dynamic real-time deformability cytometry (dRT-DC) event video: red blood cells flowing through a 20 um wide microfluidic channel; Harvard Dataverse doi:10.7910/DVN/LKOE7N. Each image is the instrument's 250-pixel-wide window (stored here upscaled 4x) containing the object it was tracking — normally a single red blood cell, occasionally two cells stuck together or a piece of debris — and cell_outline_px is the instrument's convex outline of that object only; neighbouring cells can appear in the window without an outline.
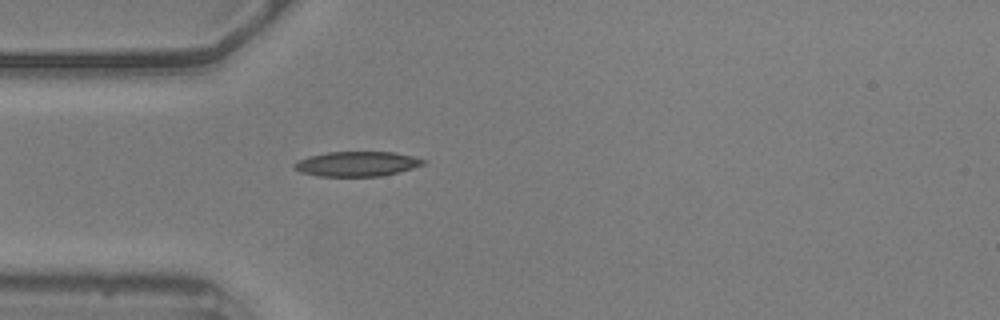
{"species": "common noctule bat (a hibernating species)", "species_latin": "Nyctalus noctula", "temperature_condition": "warm", "stored_images_in_passage": 41, "camera_frame_rate_fps": 3000, "um_per_image_px": 0.085, "animal": {"sex": "male", "body_mass_g": 20.5, "forearm_length_mm": 52.5}, "frame": {"image": 1, "passage_image": 1, "time_ms": 0.0, "image_size_px": [1000, 320], "cell_outline_px": [[428, 160], [424, 164], [400, 172], [380, 176], [320, 176], [300, 172], [292, 168], [292, 164], [296, 160], [308, 156], [328, 152], [392, 152], [412, 156]], "centroid_in_image_um": [30.3, 13.93], "position_along_channel_um": 54.7, "area_um2": 18.79}}
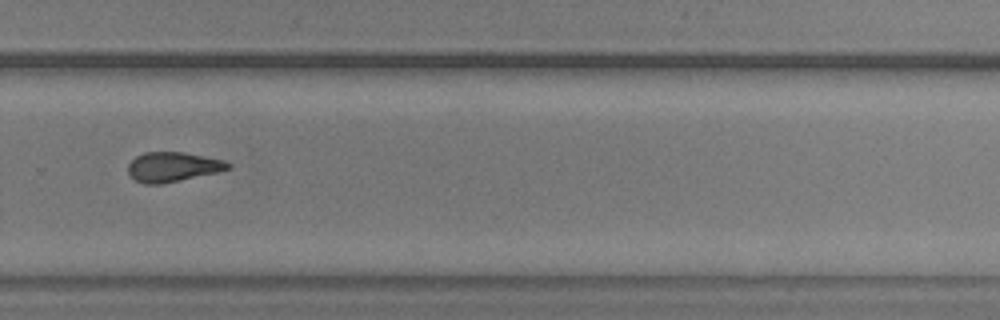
{"frame": {"image": 2, "passage_image": 23, "time_ms": 7.333, "image_size_px": [1000, 320], "cell_outline_px": [[232, 168], [216, 172], [180, 180], [160, 184], [144, 184], [136, 180], [128, 172], [128, 164], [136, 156], [144, 152], [184, 152], [224, 160], [232, 164]], "centroid_in_image_um": [14.69, 14.17], "position_along_channel_um": 315.1, "area_um2": 17.17}}
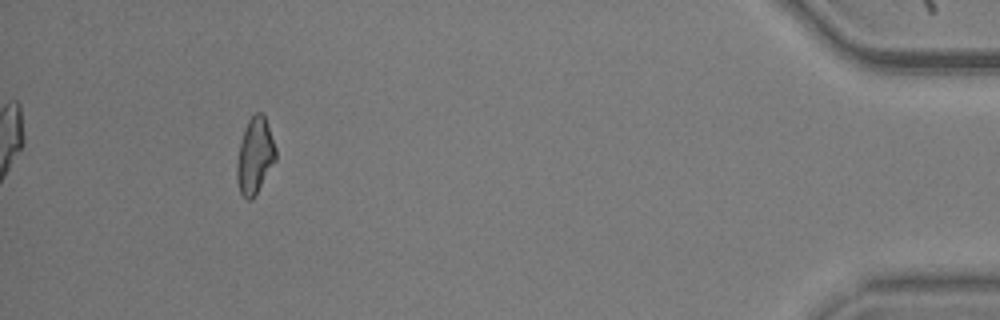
{"frame": {"image": 3, "passage_image": 37, "time_ms": 12.0, "image_size_px": [1000, 320], "cell_outline_px": [[276, 160], [252, 200], [248, 200], [240, 192], [236, 180], [236, 164], [240, 144], [248, 120], [256, 112], [264, 112], [276, 148]], "centroid_in_image_um": [21.67, 13.23], "position_along_channel_um": 413.5, "area_um2": 17.17}, "authors_computed_cell_mechanics": {"area_um2": 17.6868, "velocity_mm_per_s": 3.5935, "shape_relaxation_time_tau1_ms": 5.3792, "shape_relaxation_time_tau2_ms": null, "deformation_change_tau1": 0.1688, "deformation_change_tau2": null}}